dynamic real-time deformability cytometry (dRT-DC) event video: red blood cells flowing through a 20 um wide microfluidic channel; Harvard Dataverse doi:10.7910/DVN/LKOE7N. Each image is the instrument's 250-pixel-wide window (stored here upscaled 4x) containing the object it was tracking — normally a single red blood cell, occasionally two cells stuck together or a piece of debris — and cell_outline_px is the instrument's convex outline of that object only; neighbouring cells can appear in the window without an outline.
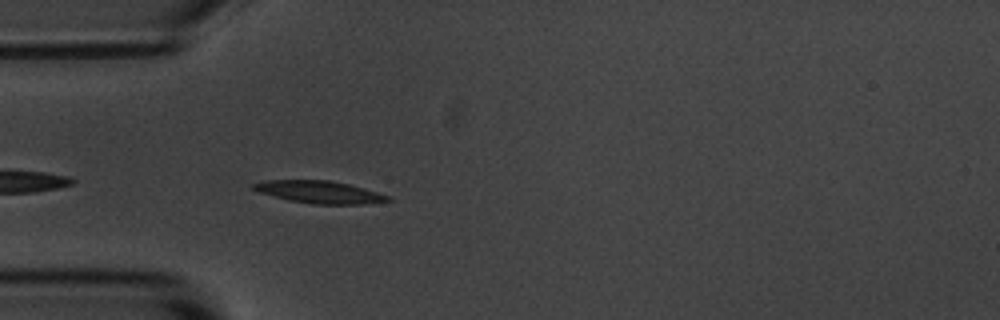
{"species": "common noctule bat (a hibernating species)", "species_latin": "Nyctalus noctula", "temperature_condition": "room temperature", "stored_images_in_passage": 6, "camera_frame_rate_fps": 3000, "um_per_image_px": 0.085, "animal": {"sex": "male", "body_mass_g": 20.1, "forearm_length_mm": 53.5}, "frame": {"image": 1, "passage_image": 3, "time_ms": 0.667, "image_size_px": [1000, 320], "cell_outline_px": [[392, 200], [364, 204], [312, 204], [288, 200], [272, 196], [260, 192], [252, 188], [252, 184], [268, 180], [328, 180], [348, 184], [376, 192], [388, 196]], "centroid_in_image_um": [27.12, 16.33], "position_along_channel_um": 57.9, "area_um2": 17.28}}